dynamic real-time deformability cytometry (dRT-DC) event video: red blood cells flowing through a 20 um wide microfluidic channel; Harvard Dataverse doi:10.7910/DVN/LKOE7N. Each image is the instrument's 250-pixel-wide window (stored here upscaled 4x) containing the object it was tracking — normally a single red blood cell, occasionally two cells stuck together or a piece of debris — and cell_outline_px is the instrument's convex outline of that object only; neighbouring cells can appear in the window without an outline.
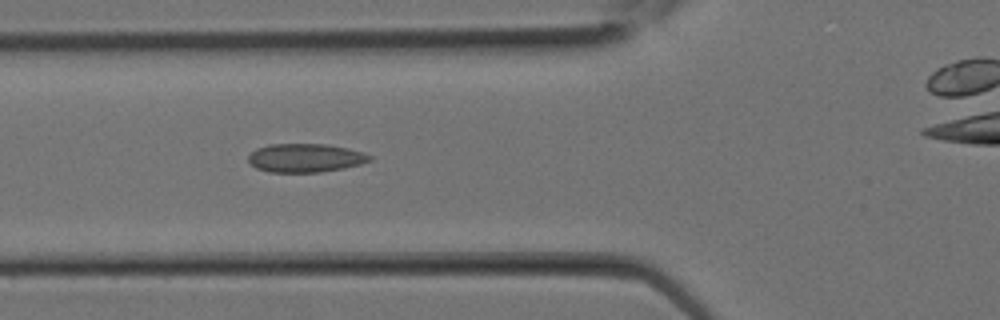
{"species": "Egyptian fruit bat (a non-hibernating species)", "species_latin": "Rousettus aegyptiacus", "temperature_condition": "room temperature", "stored_images_in_passage": 3, "camera_frame_rate_fps": 3000, "um_per_image_px": 0.085, "animal": {"sex": "female"}, "frame": {"image": 1, "passage_image": 3, "time_ms": 0.667, "image_size_px": [1000, 320], "cell_outline_px": [[372, 160], [360, 164], [344, 168], [320, 172], [268, 172], [256, 168], [248, 160], [248, 156], [256, 148], [268, 144], [328, 144], [348, 148], [364, 152], [372, 156]], "centroid_in_image_um": [25.97, 13.42], "position_along_channel_um": 99.8, "area_um2": 20.35}}